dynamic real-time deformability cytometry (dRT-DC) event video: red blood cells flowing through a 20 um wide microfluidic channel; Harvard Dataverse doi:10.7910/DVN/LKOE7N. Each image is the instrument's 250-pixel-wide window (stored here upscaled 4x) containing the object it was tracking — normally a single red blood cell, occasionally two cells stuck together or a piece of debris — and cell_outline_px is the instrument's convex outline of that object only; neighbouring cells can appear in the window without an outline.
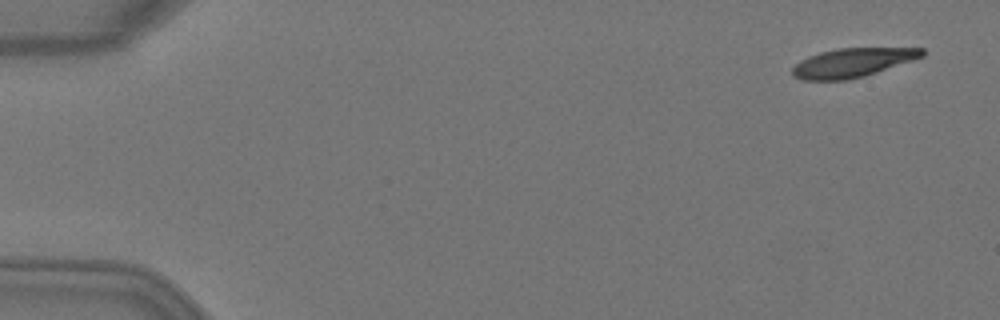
{"species": "Egyptian fruit bat (a non-hibernating species)", "species_latin": "Rousettus aegyptiacus", "temperature_condition": "warm", "stored_images_in_passage": 5, "camera_frame_rate_fps": 3000, "um_per_image_px": 0.085, "animal": {"sex": "female"}, "frame": {"image": 1, "passage_image": 1, "time_ms": 0.0, "image_size_px": [1000, 320], "cell_outline_px": [[924, 56], [864, 76], [848, 80], [800, 80], [792, 76], [792, 68], [800, 60], [808, 56], [820, 52], [836, 48], [924, 48]], "centroid_in_image_um": [72.41, 5.33], "position_along_channel_um": 12.6, "area_um2": 21.85}}
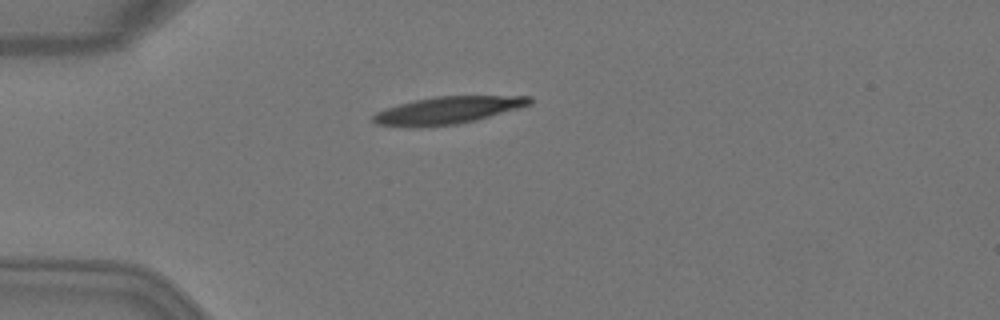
{"frame": {"image": 2, "passage_image": 4, "time_ms": 1.0, "image_size_px": [1000, 320], "cell_outline_px": [[532, 104], [520, 108], [476, 120], [456, 124], [416, 128], [408, 128], [376, 124], [372, 120], [372, 116], [376, 112], [400, 104], [416, 100], [436, 96], [532, 96]], "centroid_in_image_um": [38.05, 9.39], "position_along_channel_um": 46.9, "area_um2": 24.97}}